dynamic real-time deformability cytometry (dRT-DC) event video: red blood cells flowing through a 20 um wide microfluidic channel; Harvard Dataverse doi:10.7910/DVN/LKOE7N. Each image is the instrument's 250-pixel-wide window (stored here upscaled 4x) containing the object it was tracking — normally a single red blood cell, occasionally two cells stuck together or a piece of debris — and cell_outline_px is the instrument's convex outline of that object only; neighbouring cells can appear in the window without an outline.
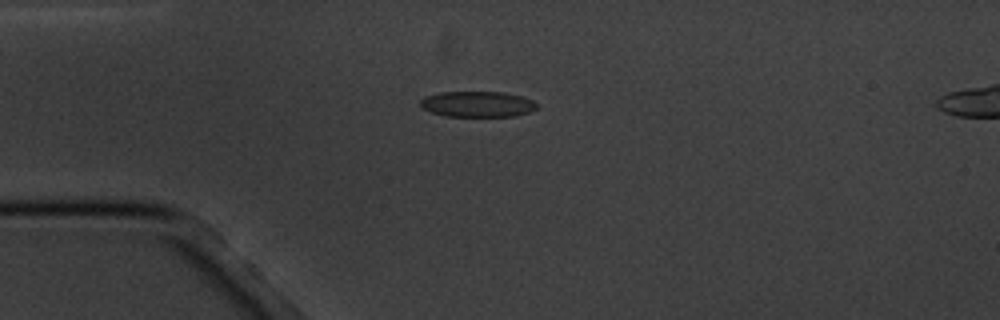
{"species": "common noctule bat (a hibernating species)", "species_latin": "Nyctalus noctula", "temperature_condition": "cold", "stored_images_in_passage": 17, "segment_of_instrument_passage": [1, 2], "camera_frame_rate_fps": 3000, "um_per_image_px": 0.085, "animal": {"sex": "male", "body_mass_g": 20.1, "forearm_length_mm": 53.5}, "frame": {"image": 1, "passage_image": 4, "time_ms": 3.333, "image_size_px": [1000, 320], "cell_outline_px": [[536, 108], [528, 112], [516, 116], [444, 116], [420, 108], [420, 100], [424, 96], [440, 92], [504, 92], [520, 96], [532, 100], [536, 104]], "centroid_in_image_um": [40.53, 8.85], "position_along_channel_um": 44.5, "area_um2": 17.46}}
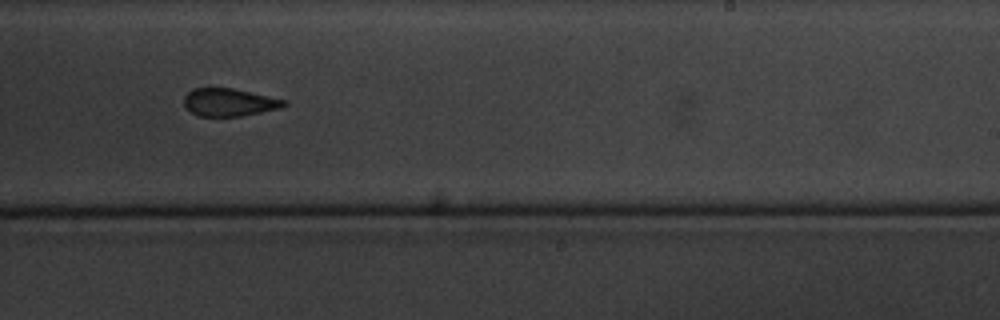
{"frame": {"image": 2, "passage_image": 10, "time_ms": 10.333, "image_size_px": [1000, 320], "cell_outline_px": [[288, 104], [280, 108], [240, 116], [200, 116], [192, 112], [184, 104], [184, 96], [192, 88], [232, 88], [288, 100]], "centroid_in_image_um": [19.5, 8.68], "position_along_channel_um": 269.5, "area_um2": 16.07}}
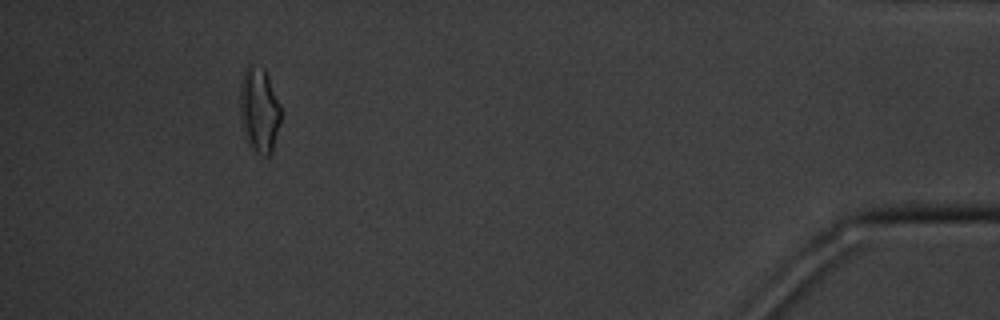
{"frame": {"image": 3, "passage_image": 15, "time_ms": 16.333, "image_size_px": [1000, 320], "cell_outline_px": [[280, 120], [272, 152], [268, 156], [260, 156], [252, 148], [248, 140], [240, 120], [240, 84], [244, 72], [248, 64], [264, 68], [268, 76], [280, 104]], "centroid_in_image_um": [22.03, 9.34], "position_along_channel_um": 413.2, "area_um2": 20.06}}